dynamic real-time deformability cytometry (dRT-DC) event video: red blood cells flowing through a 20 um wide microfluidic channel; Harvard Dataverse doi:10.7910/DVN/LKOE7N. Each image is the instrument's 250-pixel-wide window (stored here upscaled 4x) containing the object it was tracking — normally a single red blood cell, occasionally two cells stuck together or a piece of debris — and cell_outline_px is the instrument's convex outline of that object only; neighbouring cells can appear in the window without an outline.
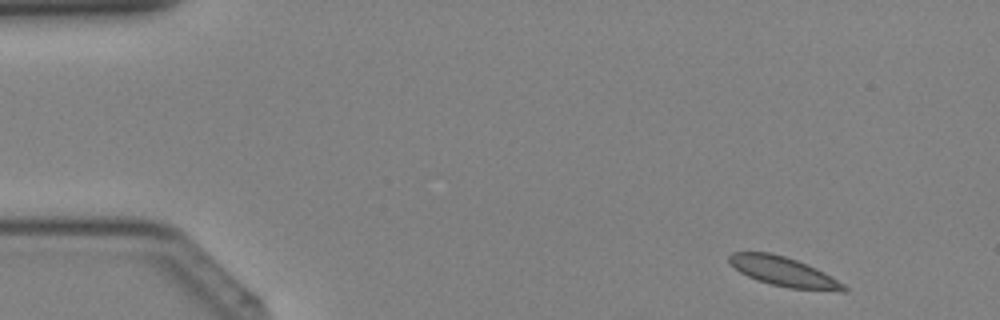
{"species": "Egyptian fruit bat (a non-hibernating species)", "species_latin": "Rousettus aegyptiacus", "temperature_condition": "cold", "stored_images_in_passage": 37, "camera_frame_rate_fps": 3000, "um_per_image_px": 0.085, "animal": {"sex": "female"}, "frame": {"image": 1, "passage_image": 1, "time_ms": 0.0, "image_size_px": [1000, 320], "cell_outline_px": [[848, 292], [840, 292], [788, 288], [772, 284], [748, 276], [740, 272], [728, 260], [728, 256], [732, 252], [772, 252], [796, 260], [816, 268], [824, 272], [844, 284], [848, 288]], "centroid_in_image_um": [66.66, 23.1], "position_along_channel_um": 18.3, "area_um2": 19.59}}
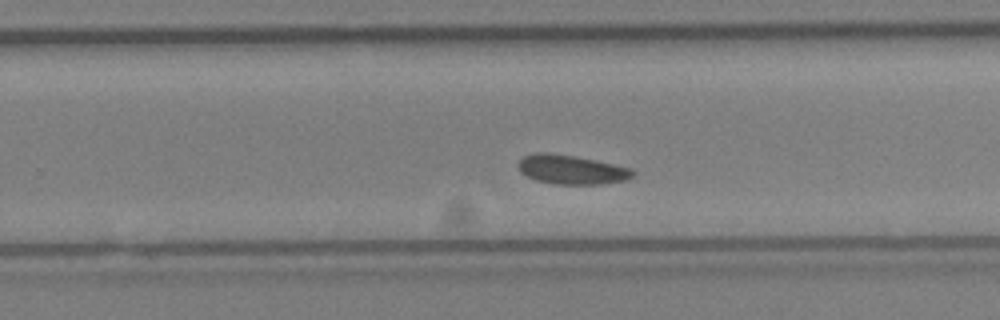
{"frame": {"image": 2, "passage_image": 23, "time_ms": 7.333, "image_size_px": [1000, 320], "cell_outline_px": [[636, 172], [632, 176], [624, 180], [600, 184], [556, 184], [536, 180], [520, 172], [516, 164], [524, 156], [536, 152], [548, 152], [576, 156], [632, 168]], "centroid_in_image_um": [48.55, 14.4], "position_along_channel_um": 281.3, "area_um2": 19.48}}
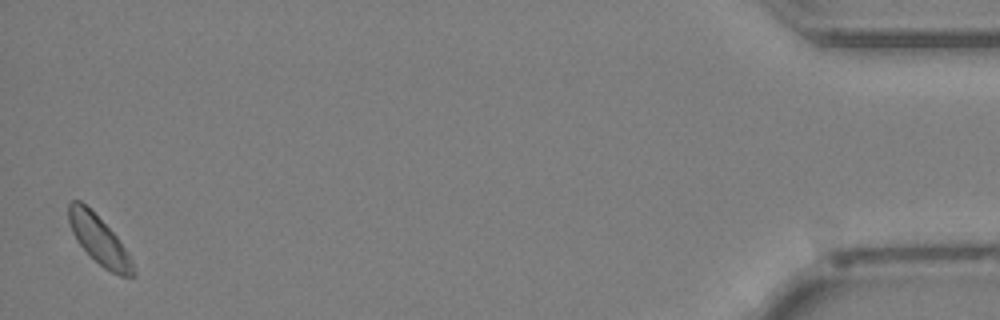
{"frame": {"image": 3, "passage_image": 37, "time_ms": 12.0, "image_size_px": [1000, 320], "cell_outline_px": [[136, 276], [120, 276], [104, 268], [80, 244], [72, 232], [68, 220], [68, 204], [72, 200], [80, 200], [120, 240], [132, 260], [136, 272]], "centroid_in_image_um": [8.44, 20.42], "position_along_channel_um": 426.8, "area_um2": 17.69}}